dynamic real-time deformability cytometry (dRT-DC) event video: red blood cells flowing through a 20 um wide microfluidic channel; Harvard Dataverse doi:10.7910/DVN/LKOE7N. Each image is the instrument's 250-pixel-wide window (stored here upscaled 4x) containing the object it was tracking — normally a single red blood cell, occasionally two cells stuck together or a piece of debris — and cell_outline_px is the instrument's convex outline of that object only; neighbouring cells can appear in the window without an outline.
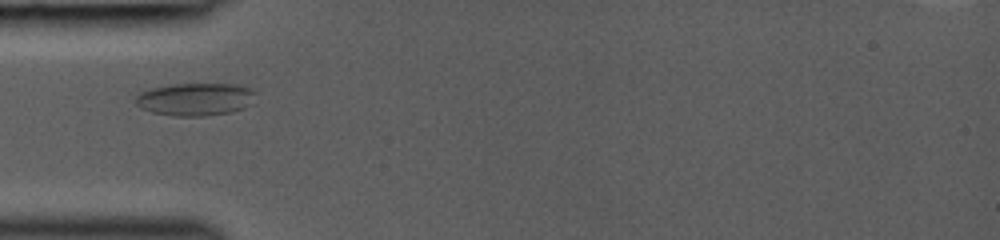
{"species": "common noctule bat (a hibernating species)", "species_latin": "Nyctalus noctula", "temperature_condition": "room temperature", "stored_images_in_passage": 22, "camera_frame_rate_fps": 3000, "um_per_image_px": 0.085, "animal": {"sex": "female", "body_mass_g": 19.0, "forearm_length_mm": 53.3}, "frame": {"image": 1, "passage_image": 1, "time_ms": 0.0, "image_size_px": [1000, 240], "cell_outline_px": [[256, 92], [252, 104], [244, 108], [232, 112], [204, 116], [176, 116], [152, 112], [140, 108], [136, 104], [136, 96], [140, 92], [152, 88], [176, 84], [236, 84], [252, 88]], "centroid_in_image_um": [16.65, 8.44], "position_along_channel_um": 68.4, "area_um2": 23.0}}
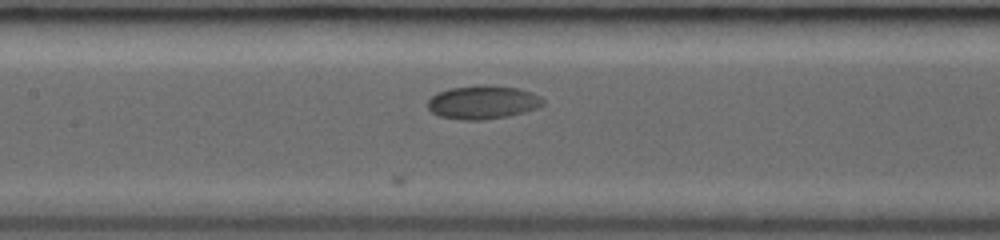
{"frame": {"image": 2, "passage_image": 8, "time_ms": 2.333, "image_size_px": [1000, 240], "cell_outline_px": [[544, 104], [540, 108], [508, 116], [480, 120], [460, 120], [440, 116], [432, 112], [428, 108], [428, 100], [436, 92], [448, 88], [476, 84], [484, 84], [516, 88], [540, 96], [544, 100]], "centroid_in_image_um": [41.02, 8.68], "position_along_channel_um": 166.4, "area_um2": 22.72}}
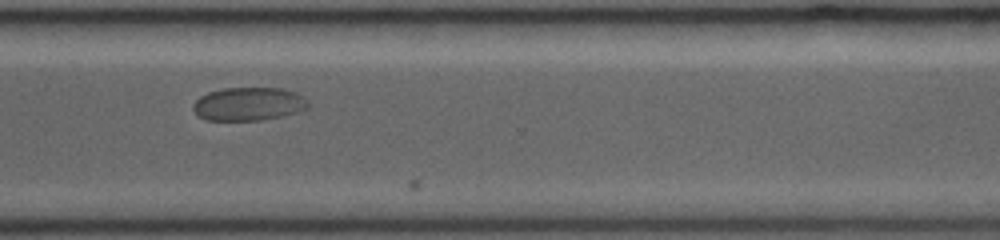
{"frame": {"image": 3, "passage_image": 21, "time_ms": 6.667, "image_size_px": [1000, 240], "cell_outline_px": [[308, 108], [284, 116], [260, 120], [208, 120], [200, 116], [192, 108], [192, 104], [200, 96], [208, 92], [224, 88], [284, 88], [296, 92], [304, 96], [308, 100]], "centroid_in_image_um": [21.16, 8.83], "position_along_channel_um": 349.4, "area_um2": 22.43}}